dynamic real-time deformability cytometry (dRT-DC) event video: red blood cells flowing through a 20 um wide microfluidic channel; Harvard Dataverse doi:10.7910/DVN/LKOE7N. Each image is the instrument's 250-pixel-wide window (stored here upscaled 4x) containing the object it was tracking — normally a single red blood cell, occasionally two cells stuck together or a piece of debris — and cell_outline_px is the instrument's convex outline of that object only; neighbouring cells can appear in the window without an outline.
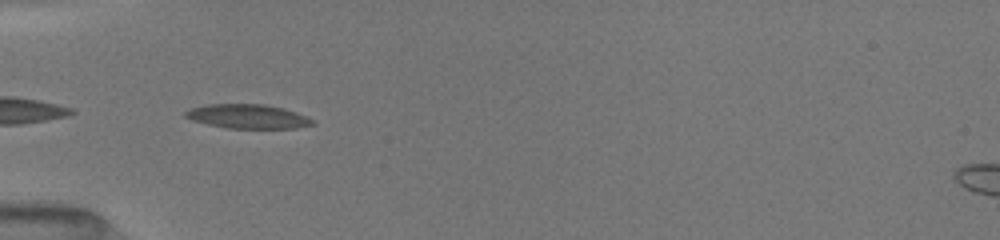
{"species": "common noctule bat (a hibernating species)", "species_latin": "Nyctalus noctula", "temperature_condition": "room temperature", "stored_images_in_passage": 42, "camera_frame_rate_fps": 3000, "um_per_image_px": 0.085, "animal": {"sex": "female", "body_mass_g": 19.5, "forearm_length_mm": 54.1}, "frame": {"image": 1, "passage_image": 41, "time_ms": 5.667, "image_size_px": [1000, 240], "cell_outline_px": [[312, 124], [296, 128], [228, 128], [208, 124], [192, 120], [184, 116], [184, 112], [192, 108], [204, 104], [264, 104], [284, 108], [296, 112], [312, 120]], "centroid_in_image_um": [21.01, 9.88], "position_along_channel_um": 64.0, "area_um2": 17.69}}